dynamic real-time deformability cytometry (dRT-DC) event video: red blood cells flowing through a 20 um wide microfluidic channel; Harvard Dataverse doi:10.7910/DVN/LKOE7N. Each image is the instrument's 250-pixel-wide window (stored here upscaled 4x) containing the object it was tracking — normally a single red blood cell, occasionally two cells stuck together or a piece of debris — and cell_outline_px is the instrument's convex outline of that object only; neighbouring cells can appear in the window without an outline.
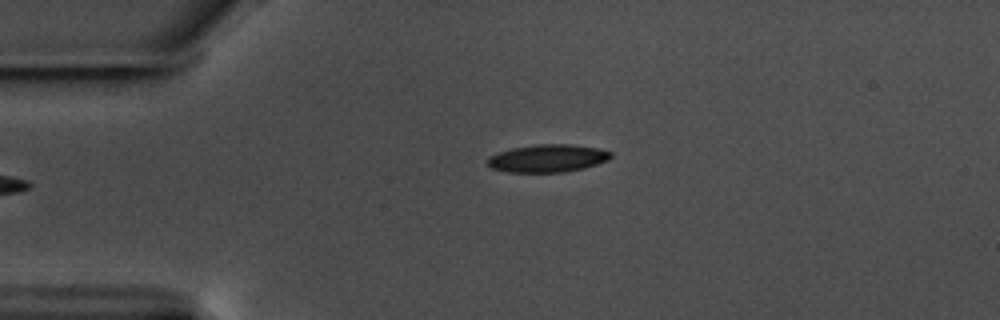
{"species": "common noctule bat (a hibernating species)", "species_latin": "Nyctalus noctula", "temperature_condition": "warm", "stored_images_in_passage": 39, "camera_frame_rate_fps": 3000, "um_per_image_px": 0.085, "animal": {"sex": "male", "body_mass_g": 17.5, "forearm_length_mm": 52.3}, "frame": {"image": 1, "passage_image": 1, "time_ms": 0.0, "image_size_px": [1000, 320], "cell_outline_px": [[612, 156], [608, 160], [584, 168], [564, 172], [508, 172], [492, 168], [488, 164], [488, 156], [496, 152], [512, 148], [536, 144], [568, 144], [596, 148], [612, 152]], "centroid_in_image_um": [46.53, 13.45], "position_along_channel_um": 38.5, "area_um2": 19.88}}
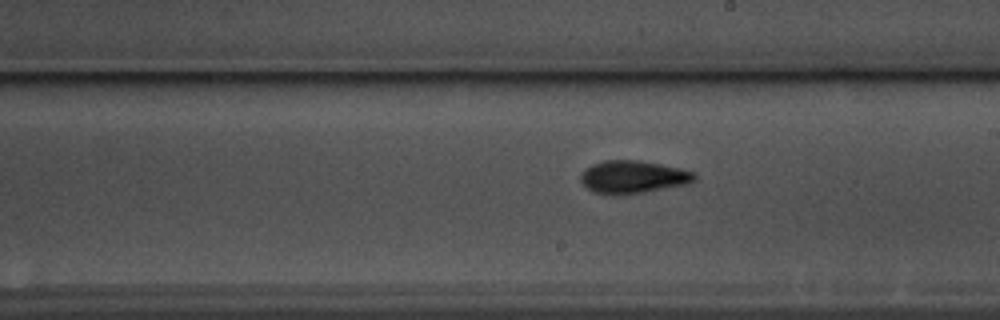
{"frame": {"image": 2, "passage_image": 20, "time_ms": 6.333, "image_size_px": [1000, 320], "cell_outline_px": [[696, 180], [684, 184], [644, 192], [616, 196], [608, 196], [592, 192], [580, 180], [580, 172], [584, 168], [592, 164], [604, 160], [640, 160], [680, 168], [696, 172]], "centroid_in_image_um": [53.75, 15.05], "position_along_channel_um": 235.3, "area_um2": 22.02}}
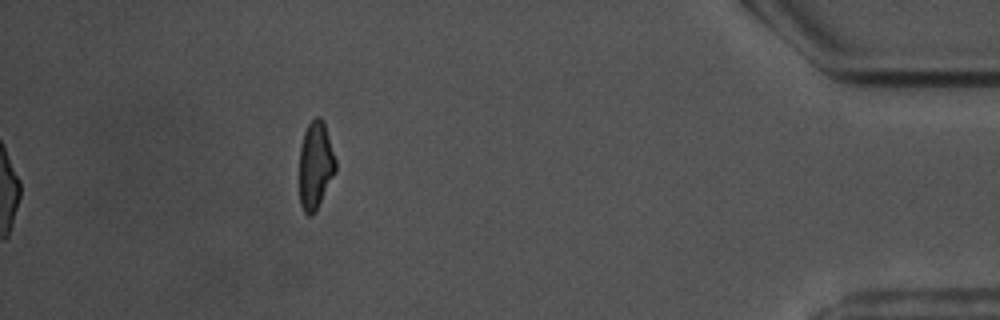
{"frame": {"image": 3, "passage_image": 39, "time_ms": 12.667, "image_size_px": [1000, 320], "cell_outline_px": [[336, 172], [316, 212], [312, 216], [308, 216], [304, 212], [300, 204], [300, 148], [304, 132], [308, 124], [316, 116], [320, 116], [324, 120], [336, 160]], "centroid_in_image_um": [26.83, 14.06], "position_along_channel_um": 408.4, "area_um2": 18.79}, "authors_computed_cell_mechanics": {"area_um2": 20.1722, "velocity_mm_per_s": 3.5973, "shape_relaxation_time_tau1_ms": 3.2908, "shape_relaxation_time_tau2_ms": 3.5041, "deformation_change_tau1": 0.1451, "deformation_change_tau2": 0.1071}}